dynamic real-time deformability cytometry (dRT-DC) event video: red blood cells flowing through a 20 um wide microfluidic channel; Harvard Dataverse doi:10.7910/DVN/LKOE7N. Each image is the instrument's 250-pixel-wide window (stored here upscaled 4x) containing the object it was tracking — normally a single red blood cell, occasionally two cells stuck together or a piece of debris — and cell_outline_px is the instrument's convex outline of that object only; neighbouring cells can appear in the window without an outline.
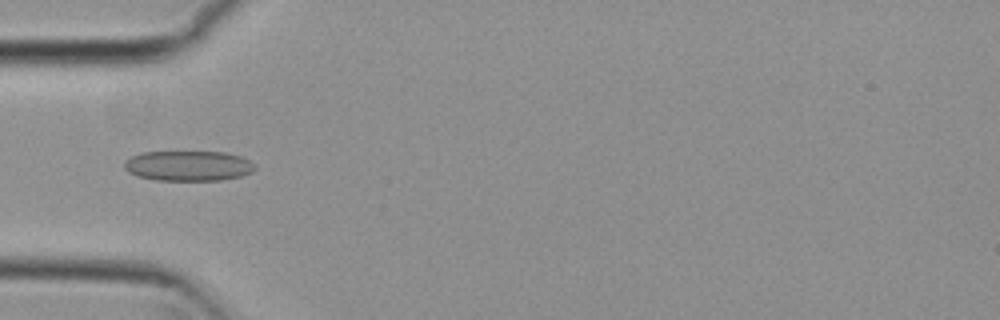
{"species": "common noctule bat (a hibernating species)", "species_latin": "Nyctalus noctula", "temperature_condition": "cold", "stored_images_in_passage": 7, "camera_frame_rate_fps": 3000, "um_per_image_px": 0.085, "animal": {"sex": "female", "body_mass_g": 29.2, "forearm_length_mm": 56.3}, "frame": {"image": 1, "passage_image": 5, "time_ms": 1.333, "image_size_px": [1000, 320], "cell_outline_px": [[256, 168], [252, 172], [240, 176], [220, 180], [156, 180], [136, 176], [128, 172], [124, 168], [124, 160], [140, 152], [224, 152], [240, 156], [256, 164]], "centroid_in_image_um": [15.98, 14.09], "position_along_channel_um": 69.0, "area_um2": 23.06}}
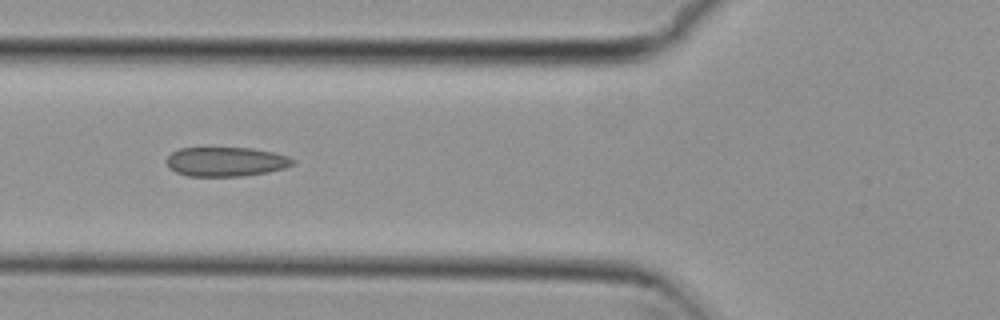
{"frame": {"image": 2, "passage_image": 6, "time_ms": 1.667, "image_size_px": [1000, 320], "cell_outline_px": [[296, 160], [292, 164], [284, 168], [268, 172], [240, 176], [188, 176], [176, 172], [168, 164], [168, 156], [172, 152], [180, 148], [252, 148], [272, 152], [288, 156]], "centroid_in_image_um": [19.23, 13.74], "position_along_channel_um": 106.6, "area_um2": 21.33}}
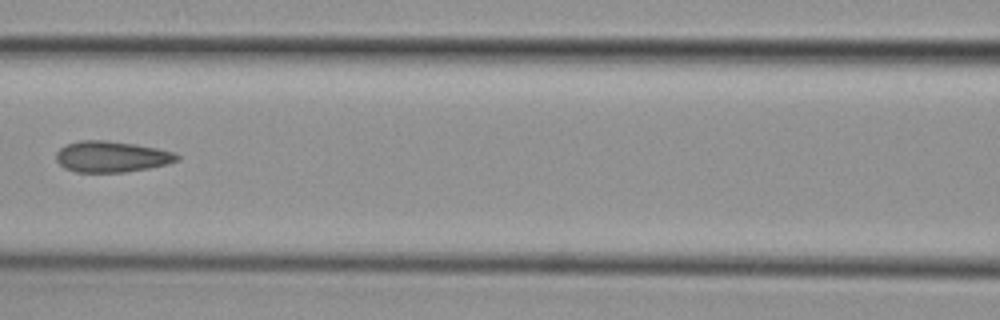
{"frame": {"image": 3, "passage_image": 7, "time_ms": 2.0, "image_size_px": [1000, 320], "cell_outline_px": [[180, 160], [168, 164], [148, 168], [124, 172], [76, 172], [64, 168], [56, 160], [56, 152], [64, 144], [80, 140], [104, 140], [136, 144], [156, 148], [172, 152], [180, 156]], "centroid_in_image_um": [9.46, 13.31], "position_along_channel_um": 157.1, "area_um2": 21.96}}